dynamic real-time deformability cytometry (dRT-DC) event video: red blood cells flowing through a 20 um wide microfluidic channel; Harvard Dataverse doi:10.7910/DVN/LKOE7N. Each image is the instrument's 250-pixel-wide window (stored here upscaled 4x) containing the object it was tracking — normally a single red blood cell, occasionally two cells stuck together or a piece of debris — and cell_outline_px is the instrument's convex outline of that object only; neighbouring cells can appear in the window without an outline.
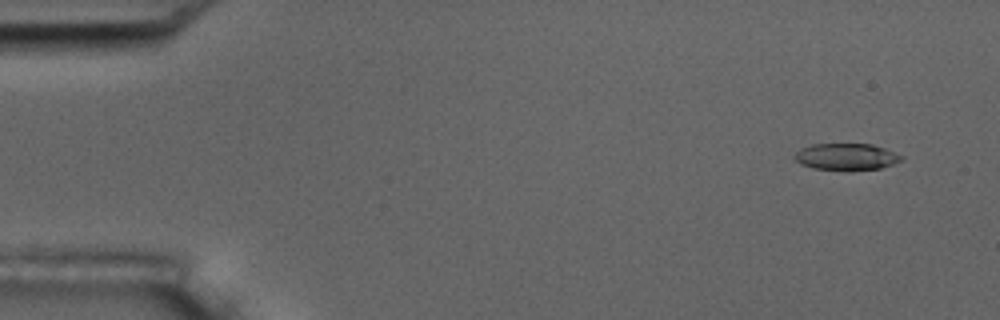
{"species": "common noctule bat (a hibernating species)", "species_latin": "Nyctalus noctula", "temperature_condition": "room temperature", "stored_images_in_passage": 4, "camera_frame_rate_fps": 3000, "um_per_image_px": 0.085, "animal": {"sex": "male", "body_mass_g": 17.5, "forearm_length_mm": 52.3}, "frame": {"image": 1, "passage_image": 1, "time_ms": 0.0, "image_size_px": [1000, 320], "cell_outline_px": [[904, 156], [900, 160], [892, 164], [880, 168], [848, 172], [812, 168], [800, 164], [792, 156], [800, 148], [812, 144], [872, 144], [884, 148]], "centroid_in_image_um": [71.89, 13.34], "position_along_channel_um": 13.1, "area_um2": 16.99}}